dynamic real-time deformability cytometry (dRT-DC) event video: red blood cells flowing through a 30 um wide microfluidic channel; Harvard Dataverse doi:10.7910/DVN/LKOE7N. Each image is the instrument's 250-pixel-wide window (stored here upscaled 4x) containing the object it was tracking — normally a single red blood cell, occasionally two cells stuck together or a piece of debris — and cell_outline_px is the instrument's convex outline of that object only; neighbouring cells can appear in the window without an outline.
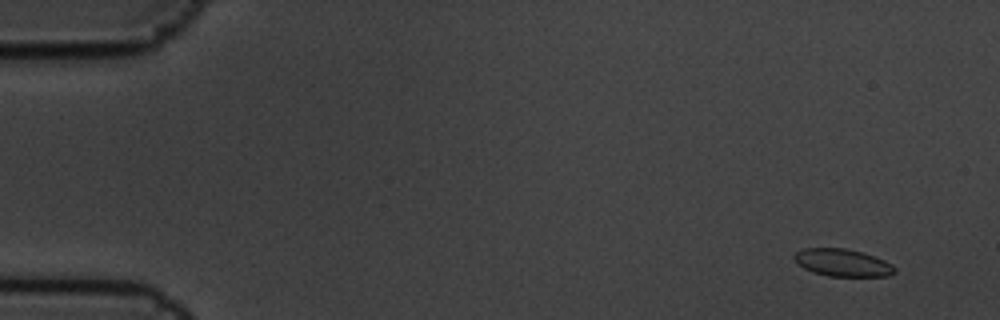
{"species": "common noctule bat (a hibernating species)", "species_latin": "Nyctalus noctula", "temperature_condition": "cold", "stored_images_in_passage": 6, "camera_frame_rate_fps": 3000, "um_per_image_px": 0.085, "animal": {"sex": "male", "body_mass_g": 19.5, "forearm_length_mm": 54.6}, "frame": {"image": 1, "passage_image": 2, "time_ms": 0.333, "image_size_px": [1000, 320], "cell_outline_px": [[896, 272], [888, 276], [828, 276], [812, 272], [796, 264], [792, 256], [796, 252], [804, 248], [844, 248], [864, 252], [884, 260], [892, 264], [896, 268]], "centroid_in_image_um": [71.6, 22.32], "position_along_channel_um": 13.4, "area_um2": 16.24}}
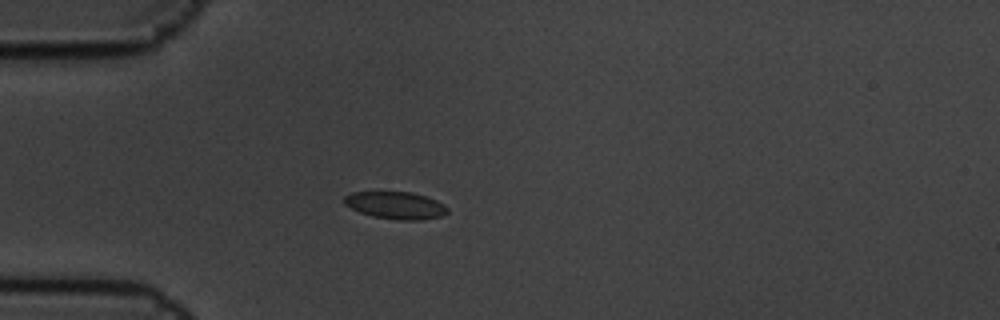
{"frame": {"image": 2, "passage_image": 6, "time_ms": 1.667, "image_size_px": [1000, 320], "cell_outline_px": [[448, 212], [440, 216], [420, 220], [396, 220], [372, 216], [360, 212], [344, 204], [344, 196], [352, 192], [412, 192], [436, 200], [444, 204], [448, 208]], "centroid_in_image_um": [33.63, 17.45], "position_along_channel_um": 51.4, "area_um2": 16.36}}